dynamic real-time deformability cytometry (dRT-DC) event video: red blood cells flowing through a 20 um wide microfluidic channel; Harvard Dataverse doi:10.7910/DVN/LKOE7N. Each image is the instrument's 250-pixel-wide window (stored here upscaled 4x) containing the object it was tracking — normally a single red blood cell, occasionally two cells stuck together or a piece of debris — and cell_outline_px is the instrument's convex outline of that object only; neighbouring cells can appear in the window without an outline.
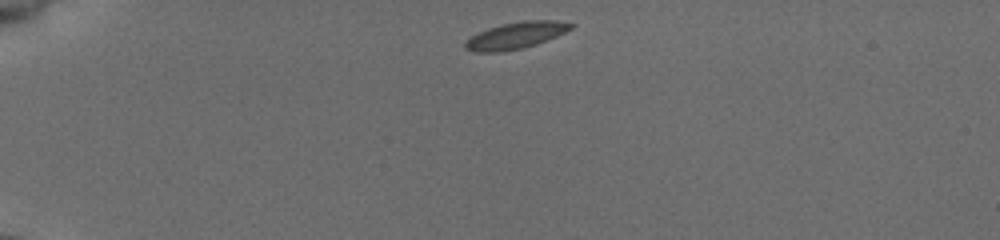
{"species": "common noctule bat (a hibernating species)", "species_latin": "Nyctalus noctula", "temperature_condition": "cold", "stored_images_in_passage": 42, "camera_frame_rate_fps": 3000, "um_per_image_px": 0.085, "animal": {"sex": "female", "body_mass_g": 19.5, "forearm_length_mm": 54.1}, "frame": {"image": 1, "passage_image": 1, "time_ms": 0.0, "image_size_px": [1000, 240], "cell_outline_px": [[576, 24], [572, 28], [556, 36], [536, 44], [524, 48], [500, 52], [476, 52], [464, 48], [464, 44], [472, 36], [488, 28], [500, 24], [524, 20], [556, 20]], "centroid_in_image_um": [43.86, 3.0], "position_along_channel_um": 41.1, "area_um2": 16.36}}
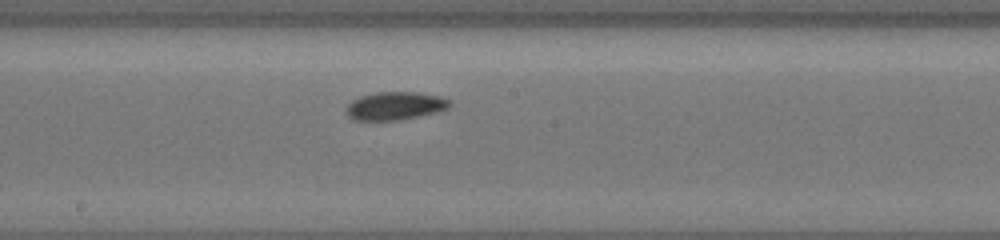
{"frame": {"image": 2, "passage_image": 19, "time_ms": 6.0, "image_size_px": [1000, 240], "cell_outline_px": [[452, 104], [448, 108], [436, 112], [396, 120], [352, 120], [344, 112], [348, 104], [352, 100], [360, 96], [376, 92], [416, 92], [440, 96], [452, 100]], "centroid_in_image_um": [33.56, 8.99], "position_along_channel_um": 214.6, "area_um2": 16.99}}
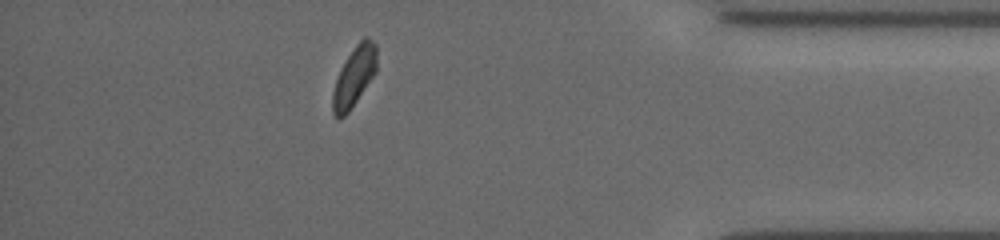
{"frame": {"image": 3, "passage_image": 36, "time_ms": 11.667, "image_size_px": [1000, 240], "cell_outline_px": [[376, 72], [348, 112], [344, 116], [336, 120], [332, 112], [332, 92], [340, 68], [356, 44], [364, 36], [368, 36], [376, 44]], "centroid_in_image_um": [30.09, 6.51], "position_along_channel_um": 405.1, "area_um2": 15.32}, "authors_computed_cell_mechanics": {"area_um2": 16.2996, "velocity_mm_per_s": 3.8452, "shape_relaxation_time_tau1_ms": 2.4614, "shape_relaxation_time_tau2_ms": null, "deformation_change_tau1": 0.0917, "deformation_change_tau2": null}}